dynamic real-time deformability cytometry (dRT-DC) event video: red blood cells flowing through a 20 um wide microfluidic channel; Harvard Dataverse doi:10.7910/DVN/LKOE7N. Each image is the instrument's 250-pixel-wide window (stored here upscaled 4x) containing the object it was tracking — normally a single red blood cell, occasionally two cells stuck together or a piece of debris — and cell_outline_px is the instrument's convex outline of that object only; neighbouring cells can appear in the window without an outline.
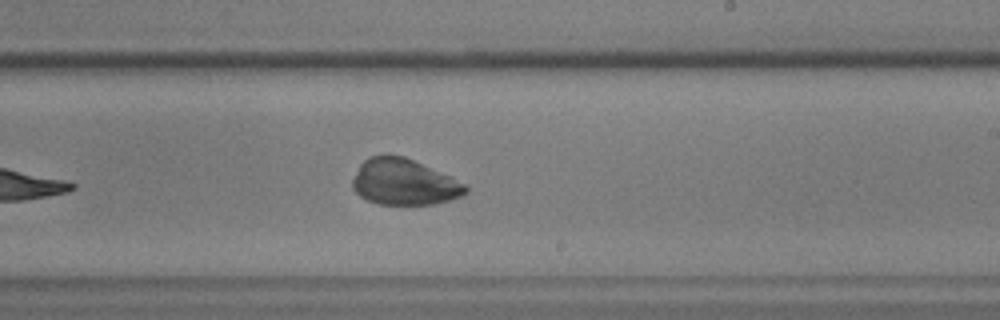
{"species": "common noctule bat (a hibernating species)", "species_latin": "Nyctalus noctula", "temperature_condition": "warm", "stored_images_in_passage": 35, "camera_frame_rate_fps": 3000, "um_per_image_px": 0.085, "animal": {"sex": "male", "body_mass_g": 17.9, "forearm_length_mm": 54.2}, "frame": {"image": 1, "passage_image": 20, "time_ms": 6.333, "image_size_px": [1000, 320], "cell_outline_px": [[468, 192], [464, 196], [452, 200], [432, 204], [376, 204], [360, 196], [352, 188], [352, 180], [360, 164], [368, 156], [404, 156], [452, 176], [464, 184], [468, 188]], "centroid_in_image_um": [34.37, 15.49], "position_along_channel_um": 254.6, "area_um2": 30.4}}
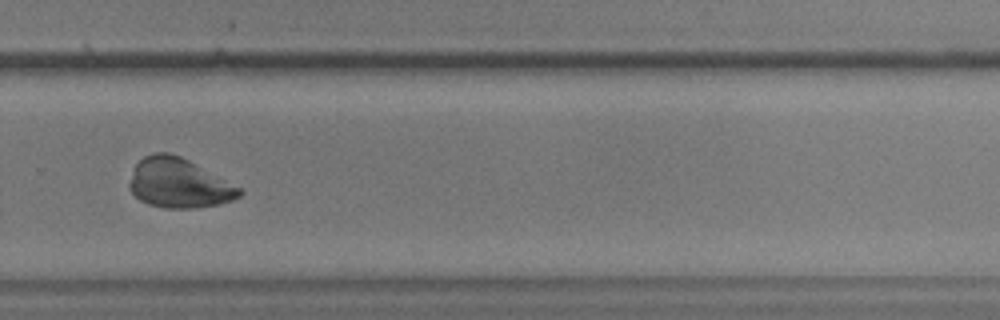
{"frame": {"image": 2, "passage_image": 25, "time_ms": 8.0, "image_size_px": [1000, 320], "cell_outline_px": [[244, 192], [240, 196], [232, 200], [216, 204], [192, 208], [164, 208], [148, 204], [140, 200], [128, 188], [128, 184], [132, 172], [136, 164], [144, 156], [156, 152], [168, 152], [180, 156], [244, 188]], "centroid_in_image_um": [15.21, 15.56], "position_along_channel_um": 314.6, "area_um2": 31.85}}